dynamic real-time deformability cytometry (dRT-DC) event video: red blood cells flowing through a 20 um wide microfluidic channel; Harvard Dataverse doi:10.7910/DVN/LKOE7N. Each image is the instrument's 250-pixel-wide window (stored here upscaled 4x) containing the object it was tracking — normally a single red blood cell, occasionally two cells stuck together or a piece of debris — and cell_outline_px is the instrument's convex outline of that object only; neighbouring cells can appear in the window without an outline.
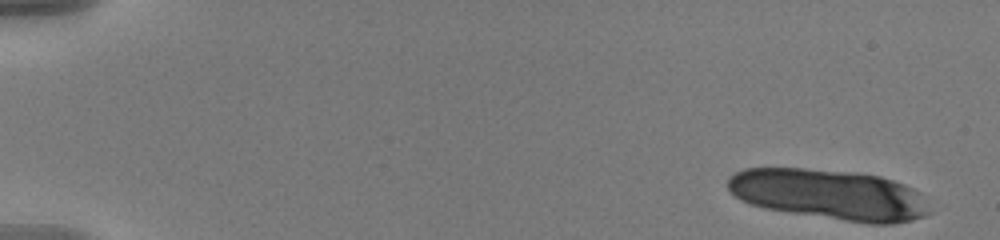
{"species": "human", "species_latin": "Homo sapiens", "temperature_condition": "warm", "stored_images_in_passage": 11, "camera_frame_rate_fps": 3000, "um_per_image_px": 0.085, "donor": {"sex": "male"}, "frame": {"image": 1, "passage_image": 1, "time_ms": 0.0, "image_size_px": [1000, 240], "cell_outline_px": [[932, 212], [924, 216], [912, 220], [892, 224], [868, 224], [764, 208], [748, 204], [740, 200], [728, 188], [728, 176], [744, 168], [804, 168], [856, 172], [880, 176], [904, 184], [912, 188], [916, 192]], "centroid_in_image_um": [70.46, 16.53], "position_along_channel_um": 14.5, "area_um2": 59.25}}
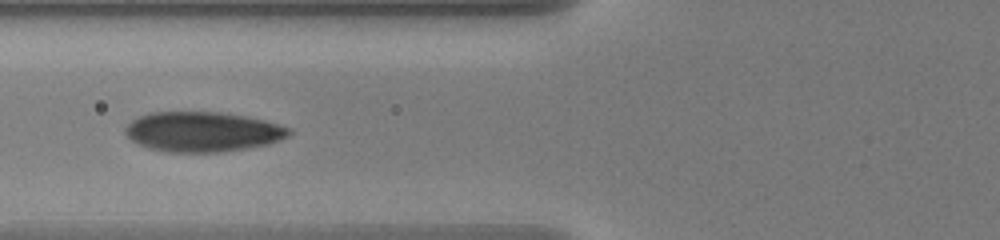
{"frame": {"image": 2, "passage_image": 10, "time_ms": 3.0, "image_size_px": [1000, 240], "cell_outline_px": [[292, 132], [288, 136], [268, 144], [220, 152], [164, 152], [148, 148], [132, 140], [124, 132], [124, 128], [132, 120], [148, 112], [220, 112], [244, 116], [264, 120], [292, 128]], "centroid_in_image_um": [17.21, 11.19], "position_along_channel_um": 108.6, "area_um2": 38.03}}